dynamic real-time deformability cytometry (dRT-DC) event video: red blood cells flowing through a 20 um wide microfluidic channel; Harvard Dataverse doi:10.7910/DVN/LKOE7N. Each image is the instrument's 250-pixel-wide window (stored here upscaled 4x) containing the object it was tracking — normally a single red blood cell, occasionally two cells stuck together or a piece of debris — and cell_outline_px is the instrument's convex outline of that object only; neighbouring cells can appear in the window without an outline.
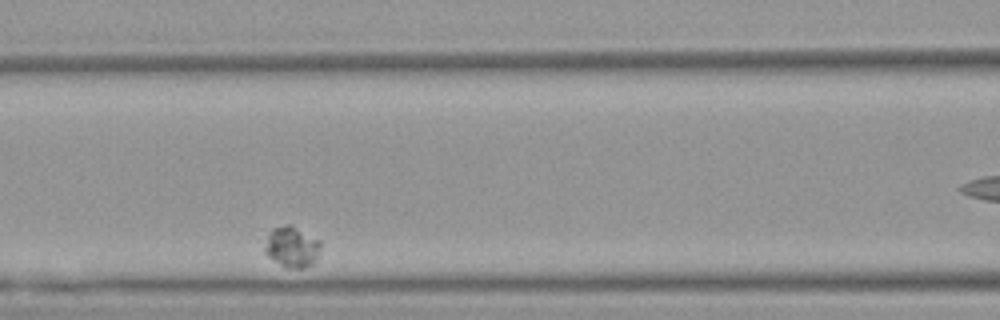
{"species": "Egyptian fruit bat (a non-hibernating species)", "species_latin": "Rousettus aegyptiacus", "temperature_condition": "warm", "stored_images_in_passage": 7, "camera_frame_rate_fps": 3000, "um_per_image_px": 0.085, "animal": {"sex": "female"}, "frame": {"image": 1, "passage_image": 5, "time_ms": 1.333, "image_size_px": [1000, 320], "cell_outline_px": [[320, 248], [312, 264], [304, 268], [284, 268], [268, 256], [264, 252], [264, 248], [268, 232], [272, 228], [284, 224], [292, 224], [320, 240]], "centroid_in_image_um": [24.77, 20.96], "position_along_channel_um": 141.8, "area_um2": 13.47}}